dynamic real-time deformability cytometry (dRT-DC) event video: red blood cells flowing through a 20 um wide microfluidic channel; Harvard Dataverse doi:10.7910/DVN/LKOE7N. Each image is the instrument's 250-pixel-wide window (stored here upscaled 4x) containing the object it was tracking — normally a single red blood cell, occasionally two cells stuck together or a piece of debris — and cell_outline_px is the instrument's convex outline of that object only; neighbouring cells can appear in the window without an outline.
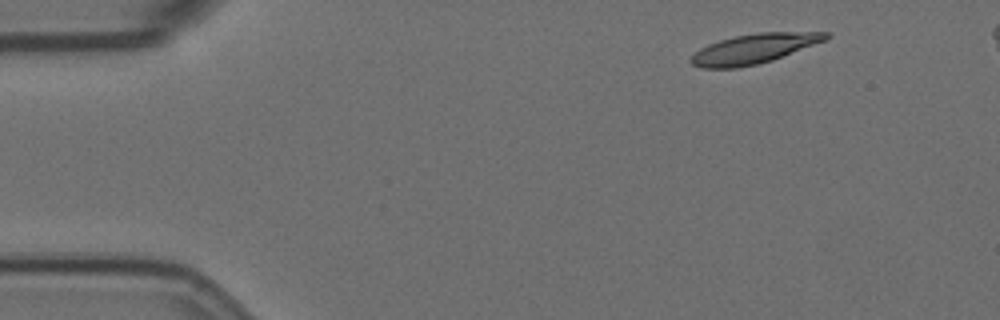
{"species": "Egyptian fruit bat (a non-hibernating species)", "species_latin": "Rousettus aegyptiacus", "temperature_condition": "room temperature", "stored_images_in_passage": 43, "camera_frame_rate_fps": 3000, "um_per_image_px": 0.085, "animal": {"sex": "female"}, "frame": {"image": 1, "passage_image": 1, "time_ms": 0.0, "image_size_px": [1000, 320], "cell_outline_px": [[832, 36], [828, 40], [772, 60], [756, 64], [736, 68], [700, 68], [692, 64], [688, 60], [700, 48], [708, 44], [720, 40], [736, 36], [760, 32], [828, 32]], "centroid_in_image_um": [64.11, 4.14], "position_along_channel_um": 20.9, "area_um2": 23.35}}
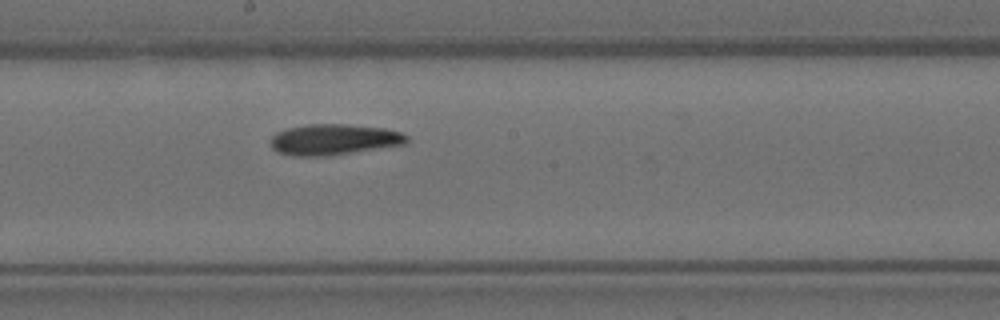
{"frame": {"image": 2, "passage_image": 25, "time_ms": 8.0, "image_size_px": [1000, 320], "cell_outline_px": [[408, 144], [328, 156], [292, 156], [276, 152], [272, 148], [268, 140], [276, 132], [288, 128], [308, 124], [348, 124], [384, 128], [400, 132], [408, 136]], "centroid_in_image_um": [28.36, 11.87], "position_along_channel_um": 219.8, "area_um2": 24.85}}
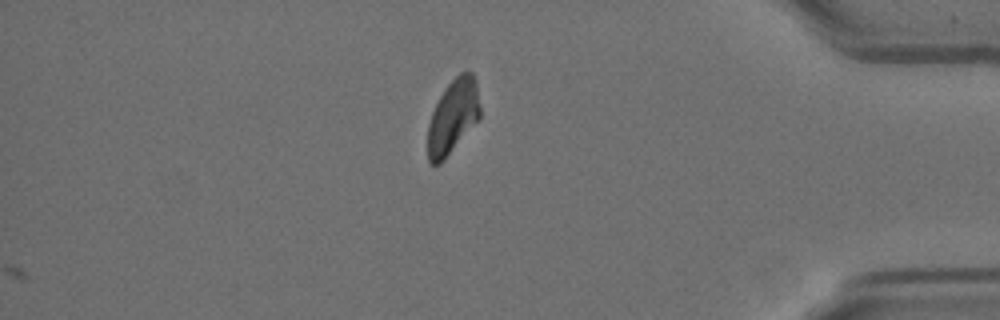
{"frame": {"image": 3, "passage_image": 43, "time_ms": 14.0, "image_size_px": [1000, 320], "cell_outline_px": [[480, 120], [444, 160], [440, 164], [428, 164], [428, 124], [432, 112], [444, 88], [460, 72], [472, 72], [476, 80], [480, 108]], "centroid_in_image_um": [38.51, 9.93], "position_along_channel_um": 396.7, "area_um2": 22.83}, "authors_computed_cell_mechanics": {"area_um2": 23.987, "velocity_mm_per_s": 3.5212, "shape_relaxation_time_tau1_ms": 7.514, "shape_relaxation_time_tau2_ms": 5.4645, "deformation_change_tau1": 0.2087, "deformation_change_tau2": 0.125}}